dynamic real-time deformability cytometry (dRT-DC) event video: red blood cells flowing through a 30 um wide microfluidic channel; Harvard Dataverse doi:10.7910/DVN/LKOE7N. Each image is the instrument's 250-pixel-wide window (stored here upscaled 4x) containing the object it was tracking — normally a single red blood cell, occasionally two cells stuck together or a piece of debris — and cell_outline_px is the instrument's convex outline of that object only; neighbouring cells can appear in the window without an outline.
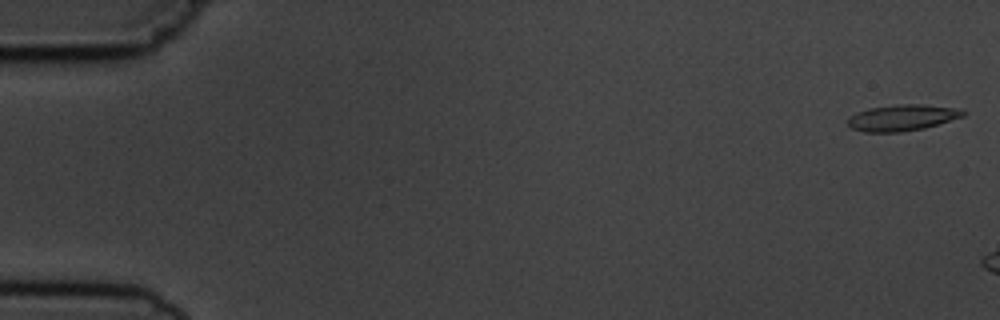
{"species": "common noctule bat (a hibernating species)", "species_latin": "Nyctalus noctula", "temperature_condition": "cold", "stored_images_in_passage": 2, "camera_frame_rate_fps": 3000, "um_per_image_px": 0.085, "animal": {"sex": "male", "body_mass_g": 19.5, "forearm_length_mm": 54.6}, "frame": {"image": 1, "passage_image": 1, "time_ms": 0.0, "image_size_px": [1000, 320], "cell_outline_px": [[968, 112], [964, 116], [924, 128], [900, 132], [864, 132], [852, 128], [848, 124], [848, 116], [856, 112], [868, 108], [896, 104], [924, 104], [952, 108]], "centroid_in_image_um": [76.64, 10.0], "position_along_channel_um": 8.4, "area_um2": 17.57}}